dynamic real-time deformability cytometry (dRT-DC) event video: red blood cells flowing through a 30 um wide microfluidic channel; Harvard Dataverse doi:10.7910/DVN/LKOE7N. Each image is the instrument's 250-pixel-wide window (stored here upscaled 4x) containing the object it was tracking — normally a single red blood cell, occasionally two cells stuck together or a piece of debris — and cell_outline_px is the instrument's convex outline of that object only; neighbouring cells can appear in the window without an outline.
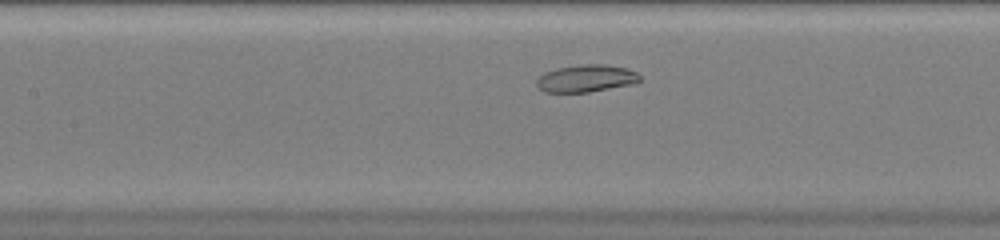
{"species": "common noctule bat (a hibernating species)", "species_latin": "Nyctalus noctula", "temperature_condition": "warm", "stored_images_in_passage": 29, "camera_frame_rate_fps": 3000, "um_per_image_px": 0.085, "animal": {"sex": "female", "body_mass_g": 20.0, "forearm_length_mm": 54.0}, "frame": {"image": 1, "passage_image": 10, "time_ms": 3.0, "image_size_px": [1000, 240], "cell_outline_px": [[640, 80], [636, 84], [588, 92], [544, 92], [536, 84], [536, 80], [544, 72], [556, 68], [580, 64], [604, 64], [628, 68], [636, 72], [640, 76]], "centroid_in_image_um": [49.84, 6.66], "position_along_channel_um": 157.6, "area_um2": 16.59}}
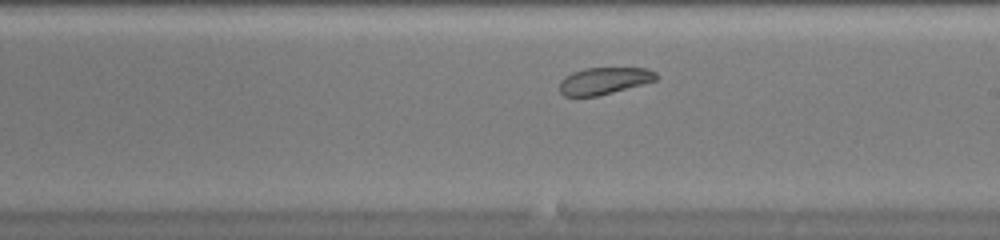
{"frame": {"image": 2, "passage_image": 16, "time_ms": 5.0, "image_size_px": [1000, 240], "cell_outline_px": [[656, 80], [612, 92], [596, 96], [564, 96], [560, 92], [560, 80], [564, 76], [572, 72], [584, 68], [648, 68], [656, 72]], "centroid_in_image_um": [51.31, 6.85], "position_along_channel_um": 237.7, "area_um2": 15.03}}
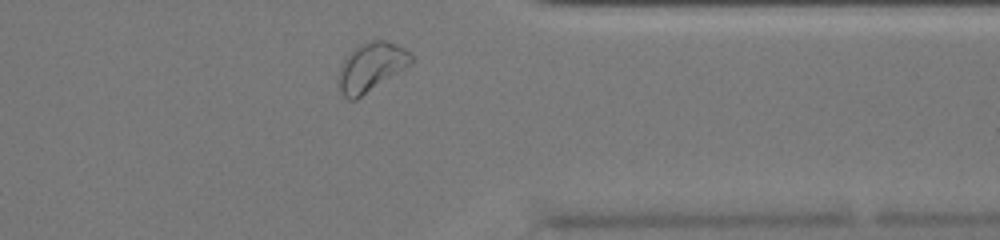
{"frame": {"image": 3, "passage_image": 27, "time_ms": 8.667, "image_size_px": [1000, 240], "cell_outline_px": [[412, 60], [408, 64], [356, 100], [348, 100], [340, 92], [340, 64], [360, 44], [372, 40], [384, 40], [396, 44], [404, 48], [412, 56]], "centroid_in_image_um": [31.52, 5.69], "position_along_channel_um": 379.9, "area_um2": 19.71}, "authors_computed_cell_mechanics": {"area_um2": 16.762, "velocity_mm_per_s": 4.0159, "shape_relaxation_time_tau1_ms": null, "shape_relaxation_time_tau2_ms": 6.3054, "deformation_change_tau1": null, "deformation_change_tau2": 0.1481}}